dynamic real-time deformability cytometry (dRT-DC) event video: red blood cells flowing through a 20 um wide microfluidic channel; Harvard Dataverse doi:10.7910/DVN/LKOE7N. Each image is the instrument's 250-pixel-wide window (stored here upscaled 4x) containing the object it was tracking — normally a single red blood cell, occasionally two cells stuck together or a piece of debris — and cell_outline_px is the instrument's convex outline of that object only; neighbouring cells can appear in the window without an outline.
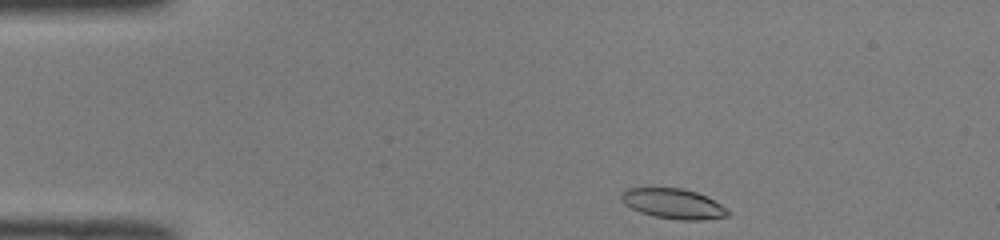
{"species": "common noctule bat (a hibernating species)", "species_latin": "Nyctalus noctula", "temperature_condition": "room temperature", "stored_images_in_passage": 37, "camera_frame_rate_fps": 3000, "um_per_image_px": 0.085, "animal": {"sex": "male", "body_mass_g": 19.0, "forearm_length_mm": 50.8}, "frame": {"image": 1, "passage_image": 1, "time_ms": 0.0, "image_size_px": [1000, 240], "cell_outline_px": [[732, 212], [728, 216], [700, 220], [680, 220], [652, 216], [640, 212], [624, 204], [620, 200], [620, 192], [624, 188], [684, 188], [696, 192], [720, 204]], "centroid_in_image_um": [57.18, 17.31], "position_along_channel_um": 27.8, "area_um2": 18.79}}
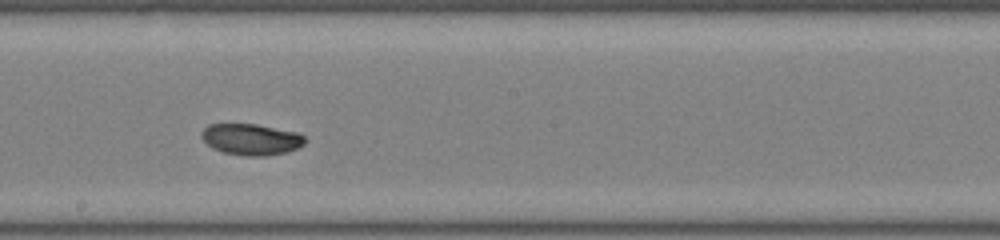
{"frame": {"image": 2, "passage_image": 21, "time_ms": 6.667, "image_size_px": [1000, 240], "cell_outline_px": [[308, 140], [304, 144], [288, 152], [264, 156], [244, 156], [224, 152], [212, 148], [204, 140], [200, 132], [208, 124], [256, 124], [296, 132], [304, 136]], "centroid_in_image_um": [21.36, 11.85], "position_along_channel_um": 226.8, "area_um2": 18.84}}
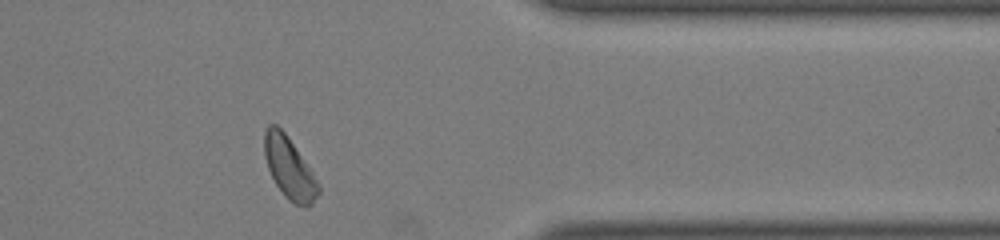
{"frame": {"image": 3, "passage_image": 34, "time_ms": 11.0, "image_size_px": [1000, 240], "cell_outline_px": [[320, 192], [312, 204], [296, 204], [288, 200], [284, 196], [276, 184], [268, 168], [264, 156], [264, 132], [268, 124], [276, 124], [284, 132], [312, 172], [320, 184]], "centroid_in_image_um": [24.57, 14.27], "position_along_channel_um": 386.8, "area_um2": 18.96}, "authors_computed_cell_mechanics": {"area_um2": 18.9584, "velocity_mm_per_s": 4.0176, "shape_relaxation_time_tau1_ms": 5.0728, "shape_relaxation_time_tau2_ms": null, "deformation_change_tau1": 0.145, "deformation_change_tau2": null}}